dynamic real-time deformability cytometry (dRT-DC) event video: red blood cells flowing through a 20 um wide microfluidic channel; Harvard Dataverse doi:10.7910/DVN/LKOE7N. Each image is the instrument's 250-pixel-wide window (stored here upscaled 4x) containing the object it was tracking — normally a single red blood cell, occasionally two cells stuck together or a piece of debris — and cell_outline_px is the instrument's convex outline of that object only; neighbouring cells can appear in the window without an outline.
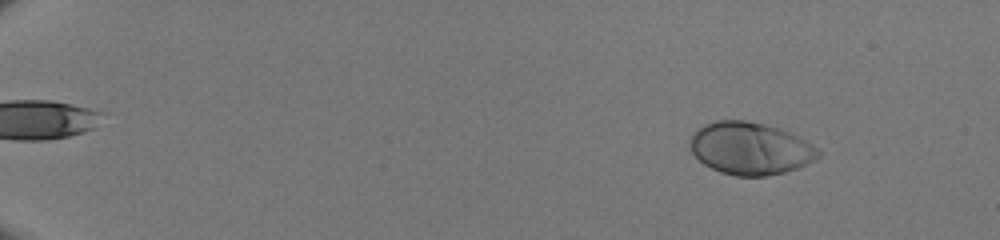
{"species": "human", "species_latin": "Homo sapiens", "temperature_condition": "room temperature", "stored_images_in_passage": 51, "camera_frame_rate_fps": 3000, "um_per_image_px": 0.085, "donor": {"sex": "male"}, "frame": {"image": 1, "passage_image": 7, "time_ms": 2.0, "image_size_px": [1000, 240], "cell_outline_px": [[820, 156], [796, 168], [784, 172], [764, 176], [736, 176], [720, 172], [704, 164], [688, 148], [688, 140], [696, 128], [704, 124], [716, 120], [744, 120], [776, 128], [788, 132], [796, 136], [816, 148], [820, 152]], "centroid_in_image_um": [63.67, 12.61], "position_along_channel_um": 21.3, "area_um2": 38.73}}
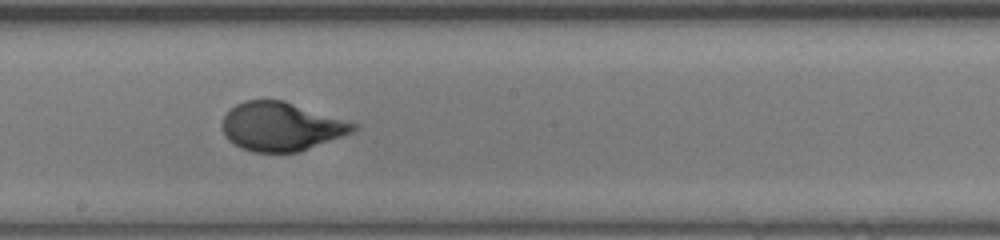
{"frame": {"image": 2, "passage_image": 32, "time_ms": 10.333, "image_size_px": [1000, 240], "cell_outline_px": [[360, 124], [352, 132], [300, 152], [252, 152], [240, 148], [232, 144], [224, 136], [224, 116], [236, 104], [244, 100], [284, 100]], "centroid_in_image_um": [23.91, 10.76], "position_along_channel_um": 224.3, "area_um2": 37.17}}
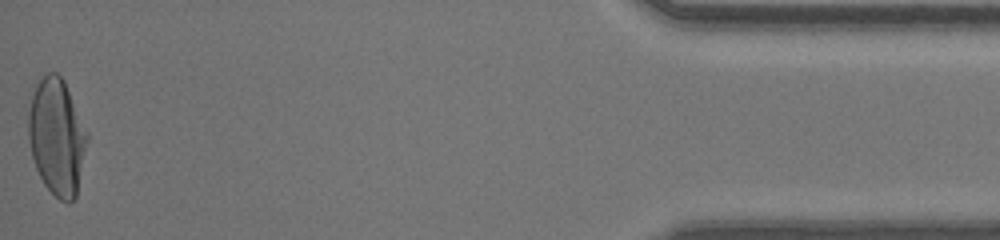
{"frame": {"image": 3, "passage_image": 51, "time_ms": 16.667, "image_size_px": [1000, 240], "cell_outline_px": [[88, 140], [76, 196], [68, 204], [60, 200], [44, 184], [36, 168], [32, 156], [28, 140], [28, 112], [32, 96], [40, 80], [48, 72], [56, 72], [64, 80], [88, 132]], "centroid_in_image_um": [4.84, 11.64], "position_along_channel_um": 430.4, "area_um2": 39.71}}